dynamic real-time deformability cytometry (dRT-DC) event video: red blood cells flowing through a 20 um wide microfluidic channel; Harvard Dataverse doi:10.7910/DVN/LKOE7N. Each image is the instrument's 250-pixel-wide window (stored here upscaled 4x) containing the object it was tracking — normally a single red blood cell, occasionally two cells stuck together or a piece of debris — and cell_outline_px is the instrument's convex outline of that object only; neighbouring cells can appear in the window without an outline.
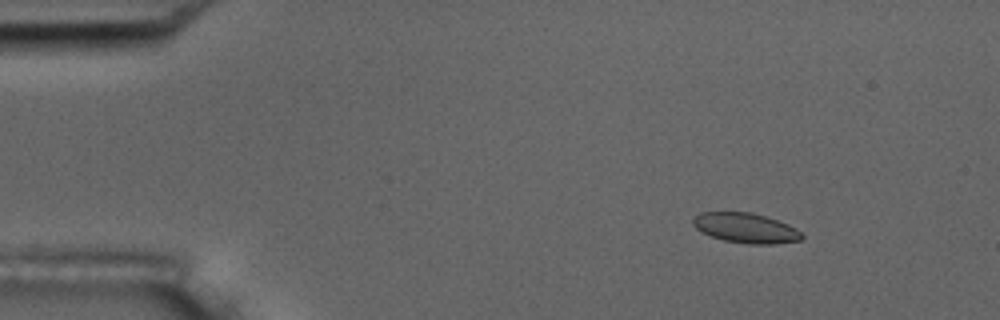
{"species": "common noctule bat (a hibernating species)", "species_latin": "Nyctalus noctula", "temperature_condition": "room temperature", "stored_images_in_passage": 7, "camera_frame_rate_fps": 3000, "um_per_image_px": 0.085, "animal": {"sex": "male", "body_mass_g": 17.5, "forearm_length_mm": 52.3}, "frame": {"image": 1, "passage_image": 3, "time_ms": 2.333, "image_size_px": [1000, 320], "cell_outline_px": [[804, 236], [800, 240], [776, 244], [748, 244], [724, 240], [700, 232], [692, 224], [692, 216], [700, 212], [752, 212], [788, 224], [796, 228]], "centroid_in_image_um": [63.35, 19.37], "position_along_channel_um": 21.7, "area_um2": 19.07}}
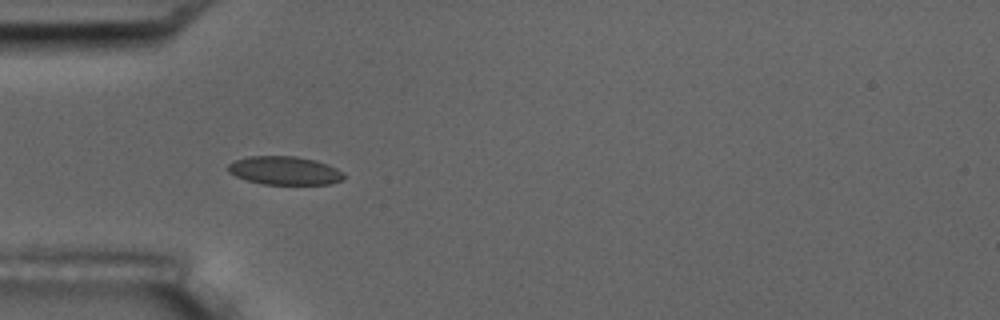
{"frame": {"image": 2, "passage_image": 6, "time_ms": 5.667, "image_size_px": [1000, 320], "cell_outline_px": [[344, 180], [332, 184], [264, 184], [248, 180], [236, 176], [228, 172], [228, 164], [232, 160], [248, 156], [296, 156], [316, 160], [328, 164], [344, 172]], "centroid_in_image_um": [24.21, 14.49], "position_along_channel_um": 60.8, "area_um2": 19.36}}